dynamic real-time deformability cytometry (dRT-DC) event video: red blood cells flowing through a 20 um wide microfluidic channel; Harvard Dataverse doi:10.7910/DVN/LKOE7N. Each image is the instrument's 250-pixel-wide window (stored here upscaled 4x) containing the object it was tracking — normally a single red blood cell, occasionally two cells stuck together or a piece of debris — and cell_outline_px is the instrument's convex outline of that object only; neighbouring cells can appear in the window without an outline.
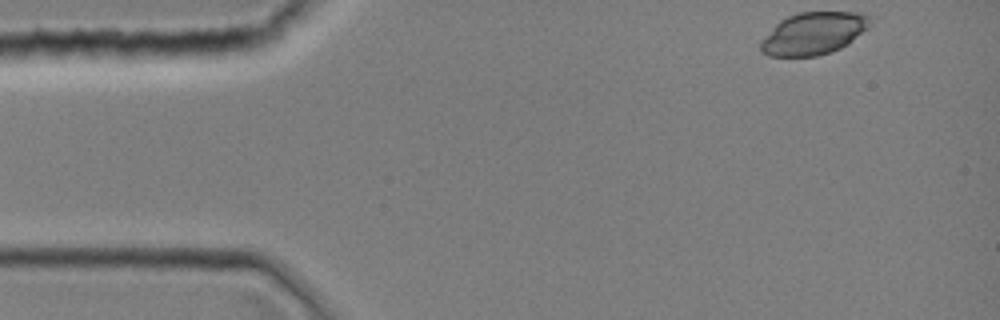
{"species": "common noctule bat (a hibernating species)", "species_latin": "Nyctalus noctula", "temperature_condition": "room temperature", "stored_images_in_passage": 35, "camera_frame_rate_fps": 3000, "um_per_image_px": 0.085, "animal": {"sex": "female", "body_mass_g": 19.0, "forearm_length_mm": 51.5}, "frame": {"image": 1, "passage_image": 1, "time_ms": 0.0, "image_size_px": [1000, 320], "cell_outline_px": [[872, 24], [868, 28], [848, 44], [832, 52], [816, 56], [768, 56], [760, 52], [760, 40], [780, 20], [788, 16], [800, 12], [864, 12], [872, 20]], "centroid_in_image_um": [69.16, 2.84], "position_along_channel_um": 15.8, "area_um2": 27.22}}
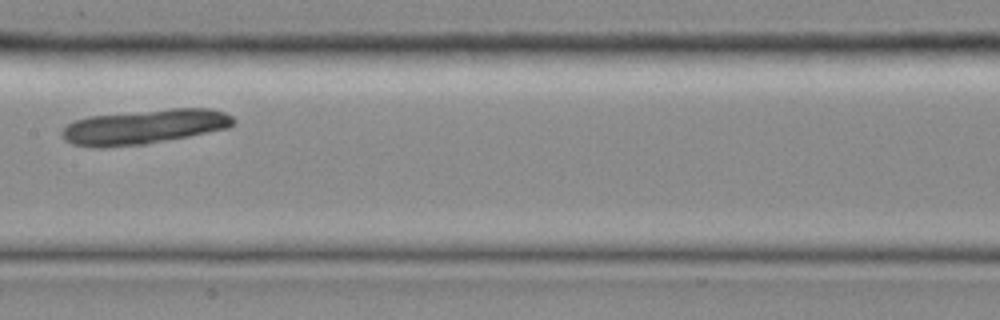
{"frame": {"image": 2, "passage_image": 18, "time_ms": 5.667, "image_size_px": [1000, 320], "cell_outline_px": [[236, 124], [228, 128], [188, 136], [144, 144], [104, 148], [92, 148], [72, 144], [64, 140], [60, 136], [60, 132], [72, 120], [88, 116], [172, 108], [212, 108], [224, 112], [232, 116], [236, 120]], "centroid_in_image_um": [12.23, 10.78], "position_along_channel_um": 195.2, "area_um2": 34.97}}
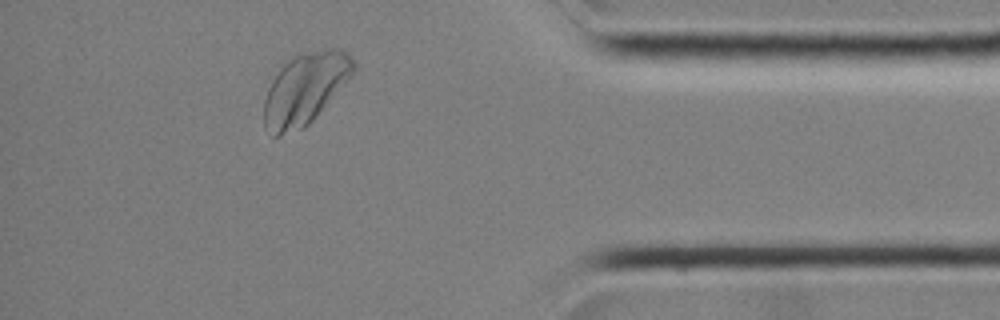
{"frame": {"image": 3, "passage_image": 33, "time_ms": 10.667, "image_size_px": [1000, 320], "cell_outline_px": [[356, 68], [312, 120], [304, 128], [280, 136], [272, 136], [264, 124], [264, 100], [268, 88], [272, 80], [280, 68], [288, 60], [304, 52], [324, 48], [340, 48], [348, 52], [356, 64]], "centroid_in_image_um": [25.9, 7.52], "position_along_channel_um": 409.3, "area_um2": 36.7}}